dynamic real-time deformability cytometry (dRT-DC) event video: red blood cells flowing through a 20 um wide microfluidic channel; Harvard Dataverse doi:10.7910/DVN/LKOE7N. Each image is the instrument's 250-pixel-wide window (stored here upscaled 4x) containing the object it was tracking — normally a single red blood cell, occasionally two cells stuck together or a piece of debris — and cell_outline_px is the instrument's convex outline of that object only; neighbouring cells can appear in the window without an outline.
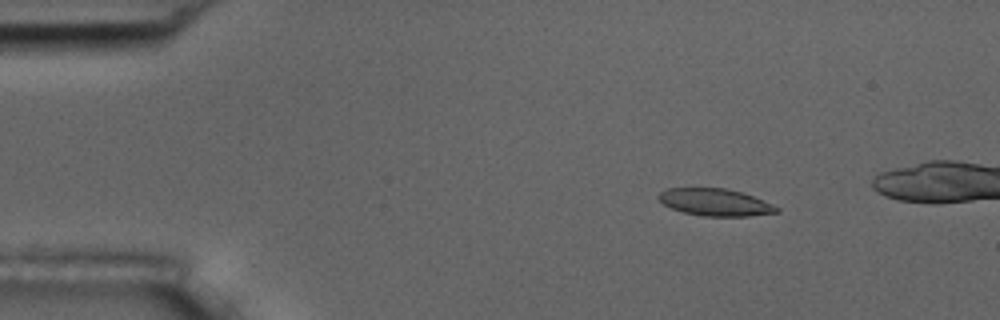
{"species": "common noctule bat (a hibernating species)", "species_latin": "Nyctalus noctula", "temperature_condition": "room temperature", "stored_images_in_passage": 6, "camera_frame_rate_fps": 3000, "um_per_image_px": 0.085, "animal": {"sex": "male", "body_mass_g": 17.5, "forearm_length_mm": 52.3}, "frame": {"image": 1, "passage_image": 3, "time_ms": 2.333, "image_size_px": [1000, 320], "cell_outline_px": [[780, 212], [748, 216], [704, 216], [684, 212], [672, 208], [664, 204], [656, 196], [660, 192], [668, 188], [724, 188], [740, 192], [752, 196], [780, 208]], "centroid_in_image_um": [60.78, 17.19], "position_along_channel_um": 24.2, "area_um2": 18.44}}